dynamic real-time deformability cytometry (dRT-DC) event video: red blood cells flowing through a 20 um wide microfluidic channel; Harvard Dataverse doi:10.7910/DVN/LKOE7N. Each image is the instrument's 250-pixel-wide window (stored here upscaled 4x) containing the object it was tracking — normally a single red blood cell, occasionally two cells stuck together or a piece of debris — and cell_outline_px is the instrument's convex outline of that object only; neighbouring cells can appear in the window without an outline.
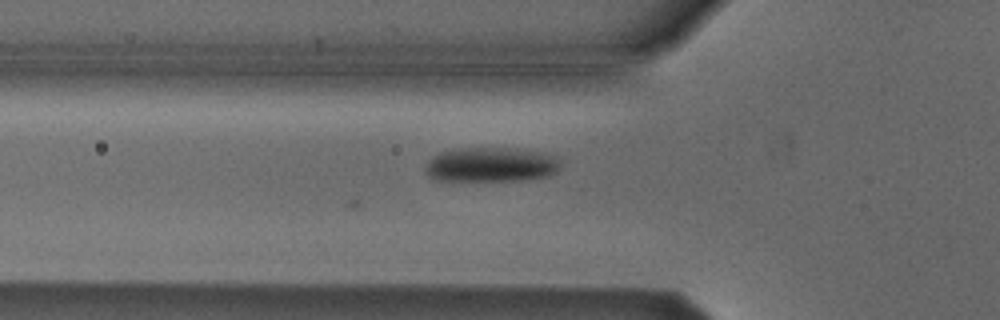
{"species": "Egyptian fruit bat (a non-hibernating species)", "species_latin": "Rousettus aegyptiacus", "temperature_condition": "cold", "stored_images_in_passage": 35, "camera_frame_rate_fps": 3000, "um_per_image_px": 0.085, "animal": {"sex": "male"}, "frame": {"image": 1, "passage_image": 3, "time_ms": 0.667, "image_size_px": [1000, 320], "cell_outline_px": [[560, 168], [556, 172], [548, 176], [524, 180], [436, 180], [428, 176], [424, 172], [424, 168], [428, 160], [432, 156], [440, 152], [456, 148], [516, 148], [544, 152], [560, 156]], "centroid_in_image_um": [41.76, 13.98], "position_along_channel_um": 84.0, "area_um2": 27.74}}
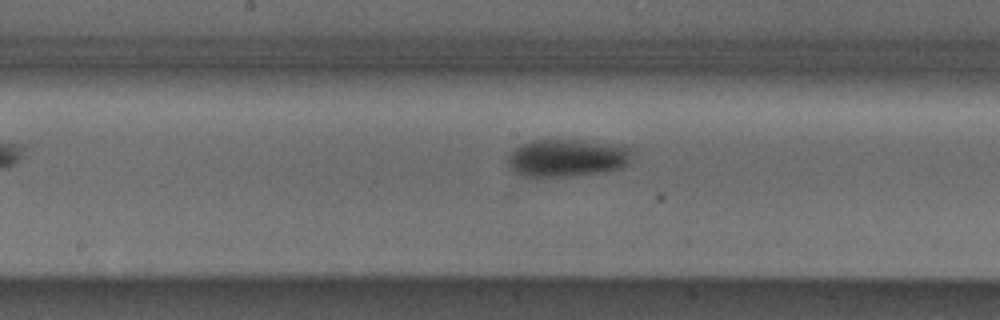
{"frame": {"image": 2, "passage_image": 12, "time_ms": 3.667, "image_size_px": [1000, 320], "cell_outline_px": [[632, 160], [628, 164], [620, 168], [604, 172], [568, 176], [520, 176], [508, 164], [508, 156], [516, 148], [532, 140], [576, 140], [632, 144]], "centroid_in_image_um": [48.33, 13.4], "position_along_channel_um": 199.9, "area_um2": 27.57}}
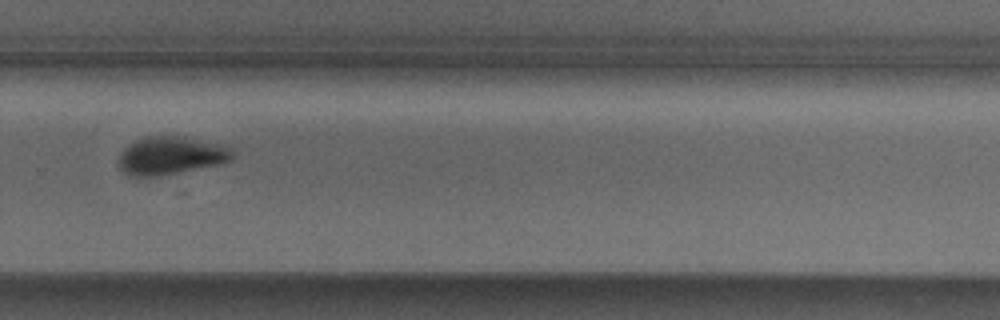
{"frame": {"image": 3, "passage_image": 21, "time_ms": 6.667, "image_size_px": [1000, 320], "cell_outline_px": [[236, 156], [232, 160], [220, 164], [156, 176], [128, 176], [116, 164], [124, 148], [128, 144], [136, 140], [148, 136], [172, 136], [224, 144], [232, 148], [236, 152]], "centroid_in_image_um": [14.54, 13.23], "position_along_channel_um": 315.3, "area_um2": 25.2}}